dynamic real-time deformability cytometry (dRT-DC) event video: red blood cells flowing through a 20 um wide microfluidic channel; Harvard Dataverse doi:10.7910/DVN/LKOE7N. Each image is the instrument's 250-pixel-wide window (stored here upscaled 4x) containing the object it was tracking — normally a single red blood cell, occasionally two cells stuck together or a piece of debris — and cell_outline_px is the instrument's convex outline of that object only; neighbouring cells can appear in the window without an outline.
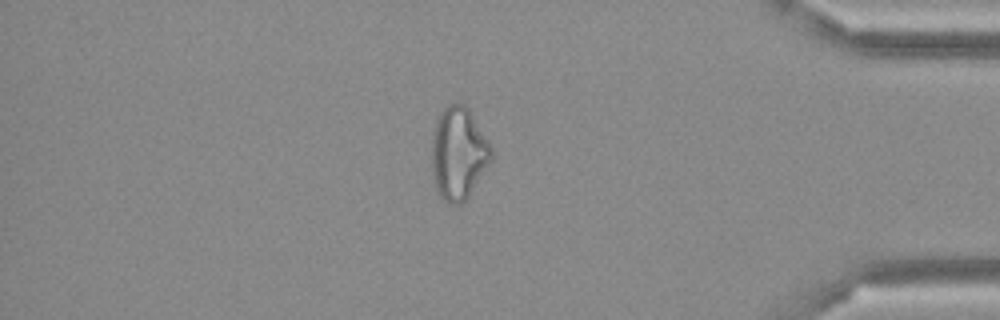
{"species": "Egyptian fruit bat (a non-hibernating species)", "species_latin": "Rousettus aegyptiacus", "temperature_condition": "cold", "stored_images_in_passage": 49, "camera_frame_rate_fps": 3000, "um_per_image_px": 0.085, "frame": {"image": 1, "passage_image": 42, "time_ms": 13.667, "image_size_px": [1000, 320], "cell_outline_px": [[492, 160], [468, 196], [460, 204], [448, 204], [440, 196], [436, 188], [432, 176], [432, 132], [436, 120], [440, 112], [444, 108], [452, 104], [464, 104], [468, 108], [492, 148]], "centroid_in_image_um": [38.95, 13.05], "position_along_channel_um": 396.3, "area_um2": 31.91}}